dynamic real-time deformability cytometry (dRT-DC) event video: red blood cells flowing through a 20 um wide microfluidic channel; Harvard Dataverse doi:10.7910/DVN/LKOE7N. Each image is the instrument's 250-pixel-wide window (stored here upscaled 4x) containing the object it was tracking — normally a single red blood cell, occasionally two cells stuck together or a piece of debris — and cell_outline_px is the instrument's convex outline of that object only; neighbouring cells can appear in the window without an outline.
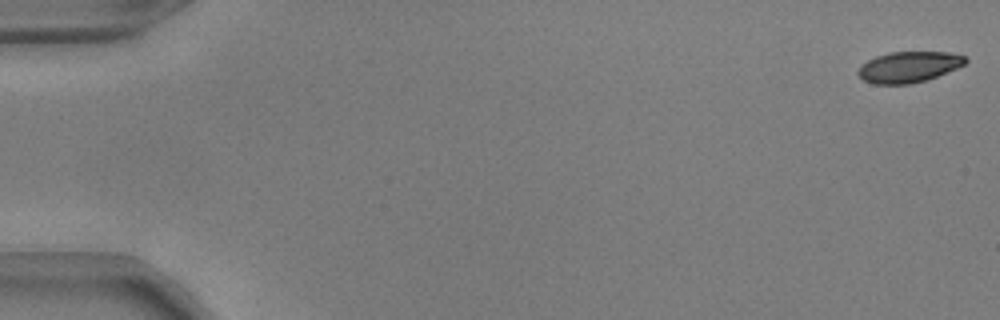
{"species": "common noctule bat (a hibernating species)", "species_latin": "Nyctalus noctula", "temperature_condition": "warm", "stored_images_in_passage": 53, "camera_frame_rate_fps": 3000, "um_per_image_px": 0.085, "animal": {"sex": "male", "body_mass_g": 17.9, "forearm_length_mm": 54.2}, "frame": {"image": 1, "passage_image": 1, "time_ms": 0.0, "image_size_px": [1000, 320], "cell_outline_px": [[968, 60], [964, 64], [956, 68], [928, 80], [908, 84], [872, 84], [864, 80], [856, 72], [860, 64], [876, 56], [888, 52], [948, 52], [964, 56]], "centroid_in_image_um": [77.21, 5.69], "position_along_channel_um": 7.8, "area_um2": 19.36}}
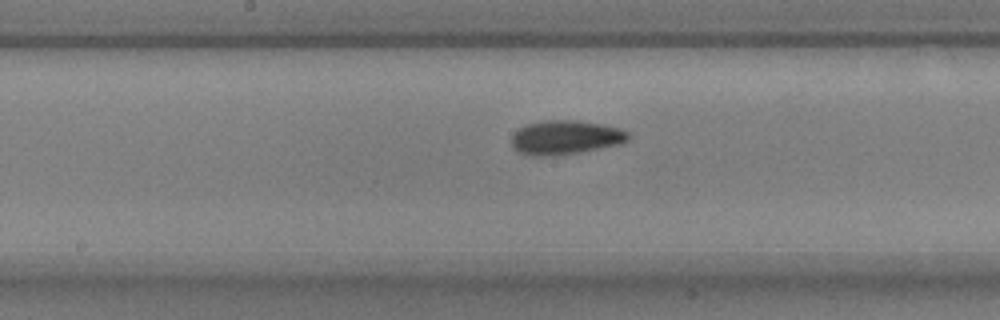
{"frame": {"image": 2, "passage_image": 28, "time_ms": 9.0, "image_size_px": [1000, 320], "cell_outline_px": [[632, 136], [628, 140], [620, 144], [580, 152], [544, 156], [532, 156], [520, 152], [512, 148], [512, 136], [520, 128], [528, 124], [544, 120], [576, 120], [600, 124], [620, 128], [628, 132]], "centroid_in_image_um": [48.09, 11.68], "position_along_channel_um": 200.1, "area_um2": 23.06}}
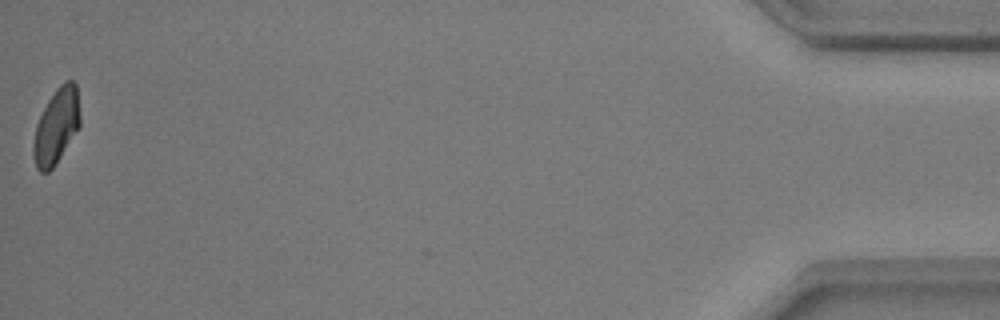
{"frame": {"image": 3, "passage_image": 53, "time_ms": 17.333, "image_size_px": [1000, 320], "cell_outline_px": [[80, 124], [56, 164], [48, 172], [40, 172], [36, 168], [32, 156], [32, 144], [36, 124], [48, 100], [56, 88], [64, 80], [72, 80], [76, 84], [80, 116]], "centroid_in_image_um": [4.76, 10.73], "position_along_channel_um": 430.4, "area_um2": 20.46}, "authors_computed_cell_mechanics": {"area_um2": 21.1548, "velocity_mm_per_s": 3.844, "shape_relaxation_time_tau1_ms": 3.6256, "shape_relaxation_time_tau2_ms": 2.8861, "deformation_change_tau1": 0.1304, "deformation_change_tau2": 0.0619}}